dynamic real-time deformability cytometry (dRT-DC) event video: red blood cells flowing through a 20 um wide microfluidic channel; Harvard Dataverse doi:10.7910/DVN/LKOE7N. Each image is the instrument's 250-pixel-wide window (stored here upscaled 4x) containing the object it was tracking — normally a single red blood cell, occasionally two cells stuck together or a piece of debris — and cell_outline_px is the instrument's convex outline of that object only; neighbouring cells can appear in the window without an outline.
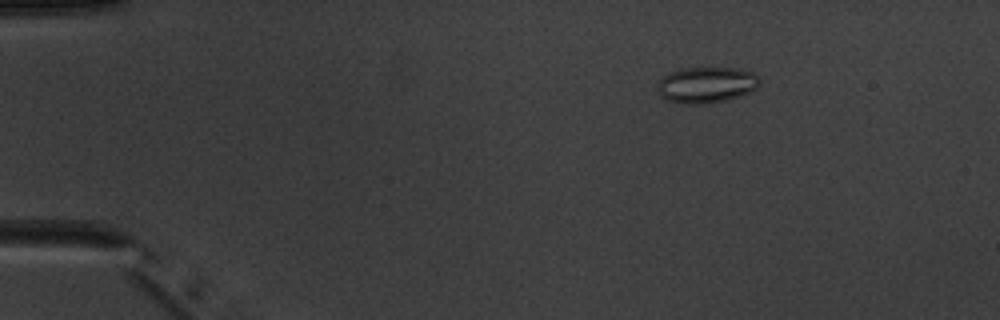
{"species": "common noctule bat (a hibernating species)", "species_latin": "Nyctalus noctula", "temperature_condition": "warm", "stored_images_in_passage": 5, "camera_frame_rate_fps": 3000, "um_per_image_px": 0.085, "animal": {"sex": "male", "body_mass_g": 20.1, "forearm_length_mm": 53.5}, "frame": {"image": 1, "passage_image": 3, "time_ms": 2.333, "image_size_px": [1000, 320], "cell_outline_px": [[760, 84], [756, 88], [740, 96], [728, 100], [704, 104], [684, 104], [668, 100], [660, 96], [656, 92], [656, 84], [664, 76], [680, 68], [736, 68], [752, 72], [760, 80]], "centroid_in_image_um": [60.01, 7.22], "position_along_channel_um": 25.0, "area_um2": 21.56}}